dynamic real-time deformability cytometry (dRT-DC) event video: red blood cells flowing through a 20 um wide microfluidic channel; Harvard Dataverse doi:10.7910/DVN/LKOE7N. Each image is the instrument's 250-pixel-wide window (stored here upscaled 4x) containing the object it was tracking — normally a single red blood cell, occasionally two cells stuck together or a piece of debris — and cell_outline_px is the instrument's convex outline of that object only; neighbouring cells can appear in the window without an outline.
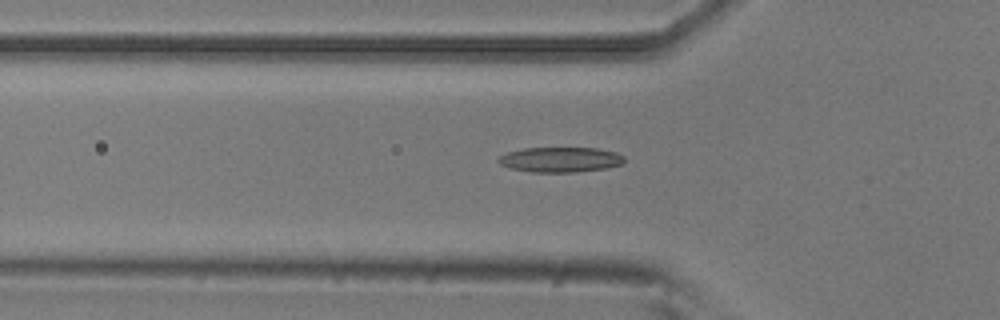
{"species": "common noctule bat (a hibernating species)", "species_latin": "Nyctalus noctula", "temperature_condition": "room temperature", "stored_images_in_passage": 22, "camera_frame_rate_fps": 3000, "um_per_image_px": 0.085, "animal": {"sex": "male", "body_mass_g": 20.5, "forearm_length_mm": 52.5}, "frame": {"image": 1, "passage_image": 16, "time_ms": 5.0, "image_size_px": [1000, 320], "cell_outline_px": [[624, 160], [620, 164], [604, 168], [576, 172], [532, 172], [512, 168], [500, 164], [496, 160], [500, 156], [508, 152], [524, 148], [596, 148], [616, 152], [624, 156]], "centroid_in_image_um": [47.61, 13.56], "position_along_channel_um": 78.2, "area_um2": 18.21}}
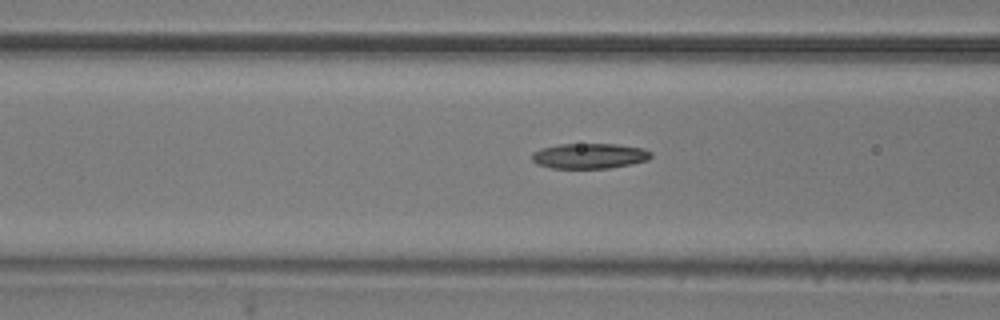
{"frame": {"image": 2, "passage_image": 19, "time_ms": 6.0, "image_size_px": [1000, 320], "cell_outline_px": [[652, 156], [648, 160], [608, 168], [552, 168], [536, 164], [532, 160], [532, 152], [540, 148], [560, 144], [616, 144], [644, 148], [652, 152]], "centroid_in_image_um": [50.09, 13.24], "position_along_channel_um": 116.5, "area_um2": 17.57}}
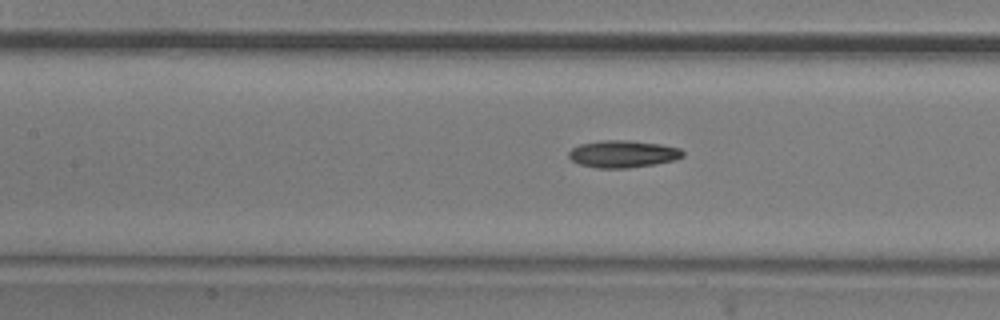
{"frame": {"image": 3, "passage_image": 22, "time_ms": 7.0, "image_size_px": [1000, 320], "cell_outline_px": [[684, 156], [676, 160], [656, 164], [628, 168], [596, 168], [580, 164], [572, 160], [568, 156], [568, 152], [572, 148], [580, 144], [604, 140], [628, 140], [660, 144], [680, 148], [684, 152]], "centroid_in_image_um": [52.97, 13.09], "position_along_channel_um": 154.4, "area_um2": 18.15}}